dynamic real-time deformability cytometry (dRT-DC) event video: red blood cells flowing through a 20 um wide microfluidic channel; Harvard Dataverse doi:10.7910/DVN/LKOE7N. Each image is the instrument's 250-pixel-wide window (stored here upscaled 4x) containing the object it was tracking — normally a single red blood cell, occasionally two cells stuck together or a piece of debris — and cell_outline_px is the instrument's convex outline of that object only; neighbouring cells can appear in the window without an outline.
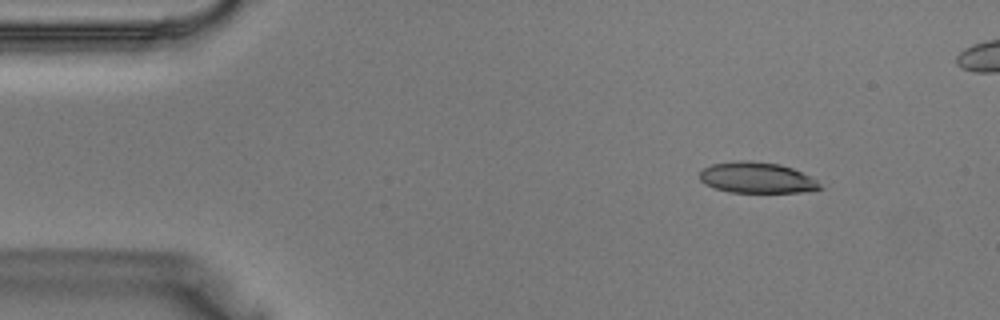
{"species": "Egyptian fruit bat (a non-hibernating species)", "species_latin": "Rousettus aegyptiacus", "temperature_condition": "warm", "stored_images_in_passage": 35, "camera_frame_rate_fps": 3000, "um_per_image_px": 0.085, "animal": {"sex": "male"}, "frame": {"image": 1, "passage_image": 3, "time_ms": 0.667, "image_size_px": [1000, 320], "cell_outline_px": [[824, 188], [800, 192], [728, 192], [704, 184], [700, 180], [700, 172], [704, 168], [712, 164], [740, 160], [748, 160], [780, 164], [792, 168], [816, 180]], "centroid_in_image_um": [64.31, 15.1], "position_along_channel_um": 20.7, "area_um2": 21.5}}
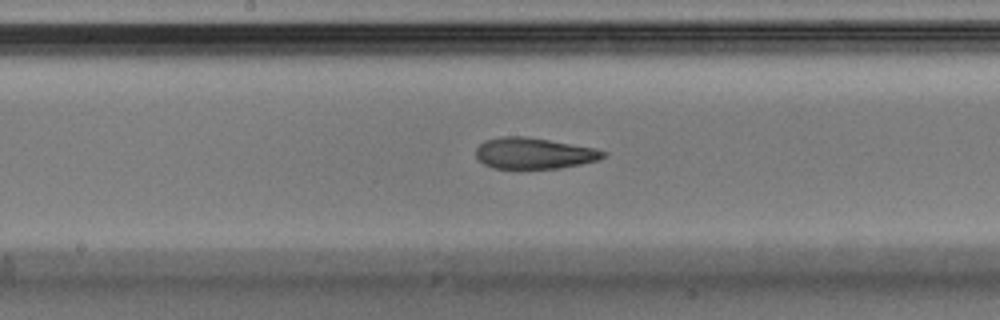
{"frame": {"image": 2, "passage_image": 18, "time_ms": 5.667, "image_size_px": [1000, 320], "cell_outline_px": [[608, 152], [600, 160], [560, 168], [492, 168], [484, 164], [476, 156], [476, 148], [484, 140], [500, 136], [524, 136], [596, 148]], "centroid_in_image_um": [45.39, 13.02], "position_along_channel_um": 202.8, "area_um2": 23.06}}
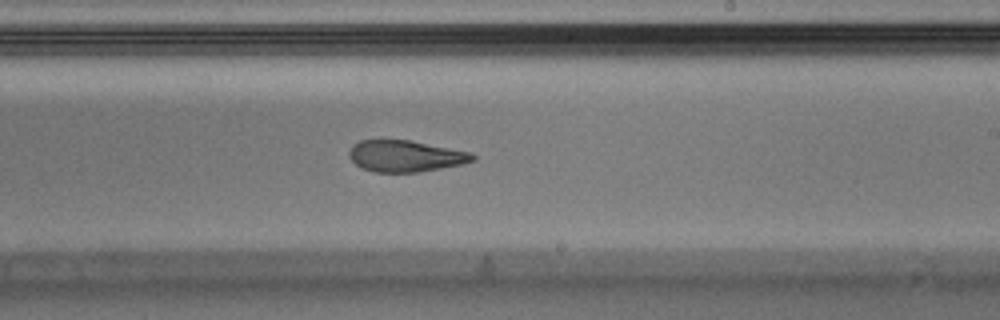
{"frame": {"image": 3, "passage_image": 21, "time_ms": 6.667, "image_size_px": [1000, 320], "cell_outline_px": [[476, 160], [460, 164], [420, 172], [372, 172], [360, 168], [348, 156], [348, 152], [352, 144], [360, 140], [408, 140], [472, 152], [476, 156]], "centroid_in_image_um": [34.43, 13.27], "position_along_channel_um": 254.6, "area_um2": 22.72}}